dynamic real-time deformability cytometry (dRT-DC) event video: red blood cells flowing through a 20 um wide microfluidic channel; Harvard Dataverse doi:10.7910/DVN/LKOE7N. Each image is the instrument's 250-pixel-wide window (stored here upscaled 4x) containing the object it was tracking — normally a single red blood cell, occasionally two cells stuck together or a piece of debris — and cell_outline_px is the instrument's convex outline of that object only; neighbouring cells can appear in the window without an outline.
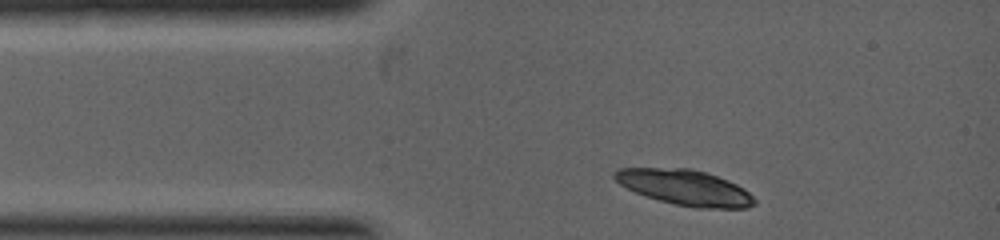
{"species": "common noctule bat (a hibernating species)", "species_latin": "Nyctalus noctula", "temperature_condition": "warm", "stored_images_in_passage": 2, "camera_frame_rate_fps": 5000, "um_per_image_px": 0.085, "animal": {"sex": "female", "body_mass_g": 19.0, "forearm_length_mm": 53.3}, "frame": {"image": 1, "passage_image": 1, "time_ms": 0.0, "image_size_px": [1000, 240], "cell_outline_px": [[756, 204], [744, 208], [692, 208], [644, 196], [620, 184], [612, 176], [612, 172], [616, 168], [692, 168], [728, 180], [744, 188], [756, 200]], "centroid_in_image_um": [58.2, 15.93], "position_along_channel_um": 26.8, "area_um2": 28.9}}